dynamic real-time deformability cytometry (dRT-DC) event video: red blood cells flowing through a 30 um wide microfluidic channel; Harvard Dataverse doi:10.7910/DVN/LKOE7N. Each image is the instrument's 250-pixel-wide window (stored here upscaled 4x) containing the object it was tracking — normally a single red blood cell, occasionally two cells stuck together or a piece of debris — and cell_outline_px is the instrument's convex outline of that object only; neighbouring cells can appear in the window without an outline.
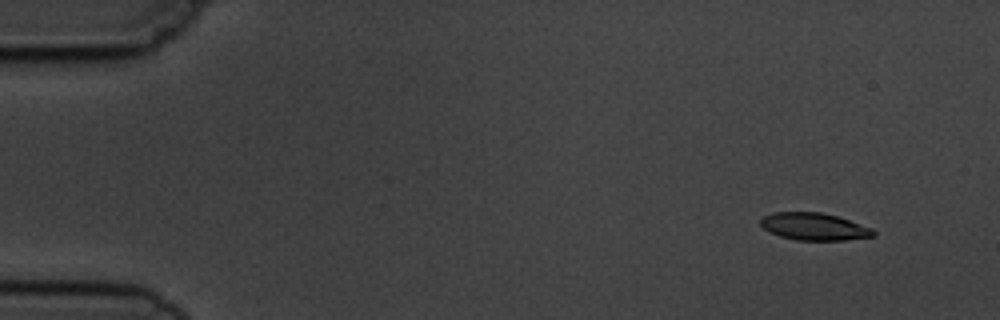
{"species": "common noctule bat (a hibernating species)", "species_latin": "Nyctalus noctula", "temperature_condition": "cold", "stored_images_in_passage": 4, "camera_frame_rate_fps": 3000, "um_per_image_px": 0.085, "animal": {"sex": "male", "body_mass_g": 19.5, "forearm_length_mm": 54.6}, "frame": {"image": 1, "passage_image": 1, "time_ms": 0.0, "image_size_px": [1000, 320], "cell_outline_px": [[876, 236], [844, 240], [796, 240], [780, 236], [768, 232], [760, 224], [760, 220], [764, 216], [772, 212], [820, 212], [836, 216], [872, 228], [876, 232]], "centroid_in_image_um": [69.18, 19.26], "position_along_channel_um": 15.8, "area_um2": 17.92}}
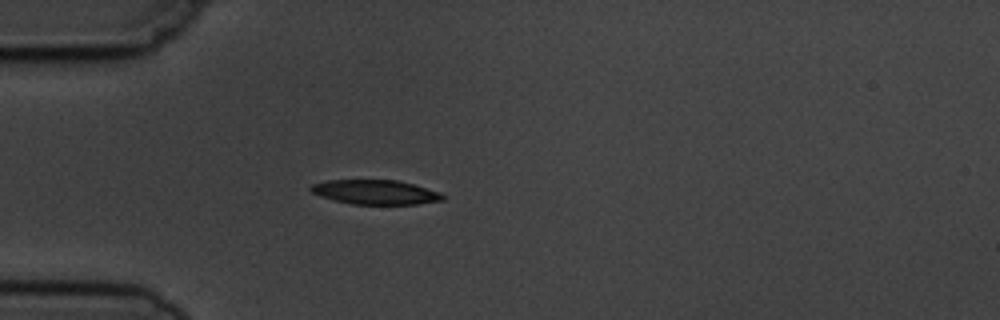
{"frame": {"image": 2, "passage_image": 4, "time_ms": 3.667, "image_size_px": [1000, 320], "cell_outline_px": [[448, 196], [444, 200], [420, 204], [352, 204], [320, 196], [312, 192], [308, 188], [312, 184], [328, 180], [396, 180], [412, 184], [440, 192]], "centroid_in_image_um": [31.95, 16.33], "position_along_channel_um": 53.1, "area_um2": 18.79}}